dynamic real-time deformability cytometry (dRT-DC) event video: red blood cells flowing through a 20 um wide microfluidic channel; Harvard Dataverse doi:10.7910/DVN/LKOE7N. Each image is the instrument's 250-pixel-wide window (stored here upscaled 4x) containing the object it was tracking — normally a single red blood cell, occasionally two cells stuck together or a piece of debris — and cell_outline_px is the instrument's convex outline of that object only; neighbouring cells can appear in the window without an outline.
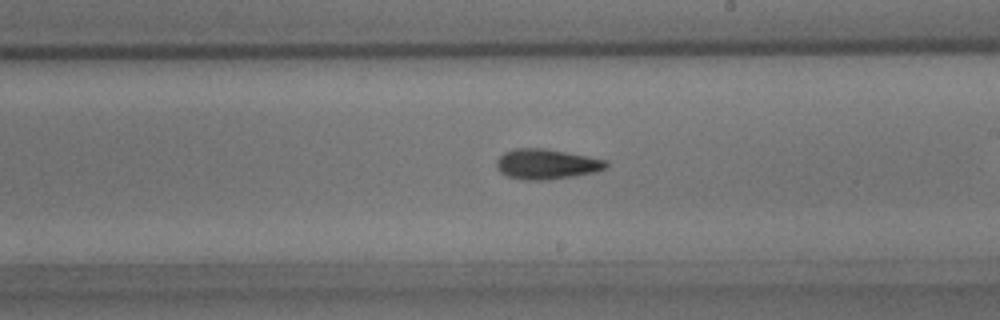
{"species": "common noctule bat (a hibernating species)", "species_latin": "Nyctalus noctula", "temperature_condition": "room temperature", "stored_images_in_passage": 26, "camera_frame_rate_fps": 3000, "um_per_image_px": 0.085, "animal": {"sex": "male", "body_mass_g": 15.6}, "frame": {"image": 1, "passage_image": 15, "time_ms": 4.667, "image_size_px": [1000, 320], "cell_outline_px": [[608, 168], [596, 172], [548, 180], [524, 180], [504, 176], [496, 168], [496, 160], [504, 152], [516, 148], [544, 148], [588, 156], [604, 160], [608, 164]], "centroid_in_image_um": [46.42, 13.96], "position_along_channel_um": 242.6, "area_um2": 19.42}}